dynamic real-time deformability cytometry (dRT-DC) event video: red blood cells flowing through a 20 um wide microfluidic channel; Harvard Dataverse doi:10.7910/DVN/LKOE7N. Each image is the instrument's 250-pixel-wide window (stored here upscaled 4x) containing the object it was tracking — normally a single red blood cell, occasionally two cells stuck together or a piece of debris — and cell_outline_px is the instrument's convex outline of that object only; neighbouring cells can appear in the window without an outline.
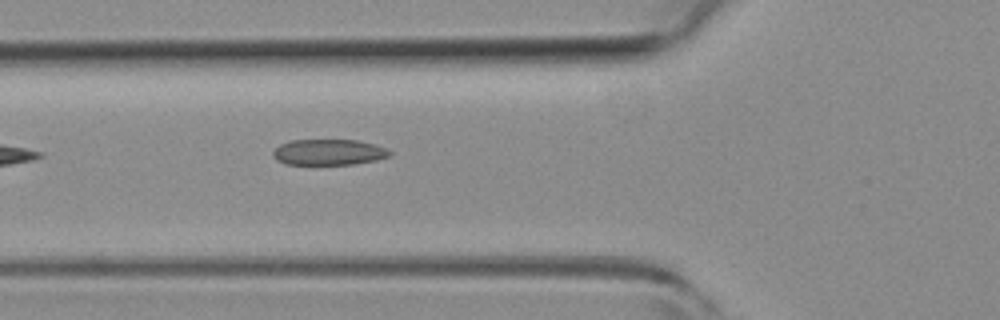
{"species": "common noctule bat (a hibernating species)", "species_latin": "Nyctalus noctula", "temperature_condition": "room temperature", "stored_images_in_passage": 5, "camera_frame_rate_fps": 3000, "um_per_image_px": 0.085, "animal": {"sex": "female", "body_mass_g": 19.3, "forearm_length_mm": 54.1}, "frame": {"image": 1, "passage_image": 5, "time_ms": 1.333, "image_size_px": [1000, 320], "cell_outline_px": [[392, 156], [376, 160], [352, 164], [284, 164], [276, 160], [272, 156], [272, 152], [280, 144], [288, 140], [356, 140], [376, 144], [388, 148], [392, 152]], "centroid_in_image_um": [27.96, 12.93], "position_along_channel_um": 97.8, "area_um2": 17.8}}